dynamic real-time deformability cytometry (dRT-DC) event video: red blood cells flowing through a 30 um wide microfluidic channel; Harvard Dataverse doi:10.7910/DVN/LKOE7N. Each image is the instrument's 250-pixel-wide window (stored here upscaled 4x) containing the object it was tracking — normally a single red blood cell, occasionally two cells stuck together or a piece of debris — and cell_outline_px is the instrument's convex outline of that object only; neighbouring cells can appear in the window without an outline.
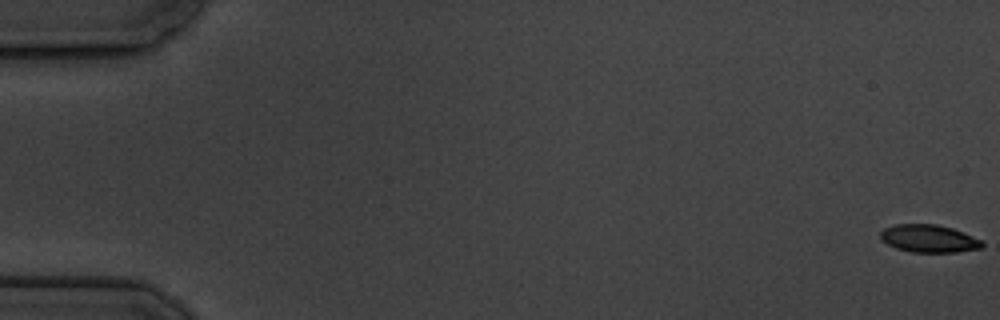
{"species": "common noctule bat (a hibernating species)", "species_latin": "Nyctalus noctula", "temperature_condition": "cold", "stored_images_in_passage": 7, "camera_frame_rate_fps": 3000, "um_per_image_px": 0.085, "animal": {"sex": "male", "body_mass_g": 19.5, "forearm_length_mm": 54.6}, "frame": {"image": 1, "passage_image": 1, "time_ms": 0.0, "image_size_px": [1000, 320], "cell_outline_px": [[984, 244], [980, 248], [956, 252], [912, 252], [896, 248], [880, 240], [880, 232], [884, 228], [892, 224], [936, 224], [952, 228], [964, 232], [980, 240]], "centroid_in_image_um": [78.91, 20.27], "position_along_channel_um": 6.1, "area_um2": 16.42}}